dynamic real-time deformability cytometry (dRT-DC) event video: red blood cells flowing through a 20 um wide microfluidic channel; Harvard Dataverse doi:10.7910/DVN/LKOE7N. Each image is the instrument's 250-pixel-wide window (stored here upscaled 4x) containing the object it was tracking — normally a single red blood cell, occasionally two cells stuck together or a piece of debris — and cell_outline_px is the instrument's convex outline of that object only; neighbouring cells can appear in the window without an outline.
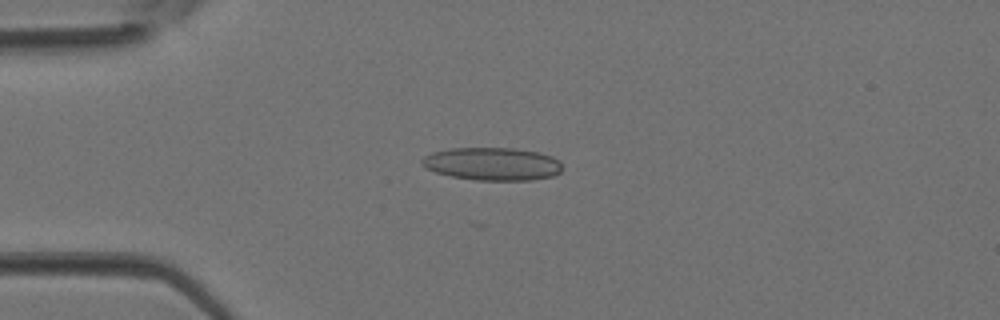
{"species": "Egyptian fruit bat (a non-hibernating species)", "species_latin": "Rousettus aegyptiacus", "temperature_condition": "room temperature", "stored_images_in_passage": 3, "camera_frame_rate_fps": 3000, "um_per_image_px": 0.085, "animal": {"sex": "female"}, "frame": {"image": 1, "passage_image": 2, "time_ms": 0.333, "image_size_px": [1000, 320], "cell_outline_px": [[564, 168], [560, 172], [552, 176], [532, 180], [476, 180], [452, 176], [436, 172], [424, 168], [420, 164], [420, 160], [424, 156], [432, 152], [448, 148], [512, 148], [540, 152], [552, 156], [560, 160]], "centroid_in_image_um": [41.85, 13.92], "position_along_channel_um": 43.1, "area_um2": 27.22}}